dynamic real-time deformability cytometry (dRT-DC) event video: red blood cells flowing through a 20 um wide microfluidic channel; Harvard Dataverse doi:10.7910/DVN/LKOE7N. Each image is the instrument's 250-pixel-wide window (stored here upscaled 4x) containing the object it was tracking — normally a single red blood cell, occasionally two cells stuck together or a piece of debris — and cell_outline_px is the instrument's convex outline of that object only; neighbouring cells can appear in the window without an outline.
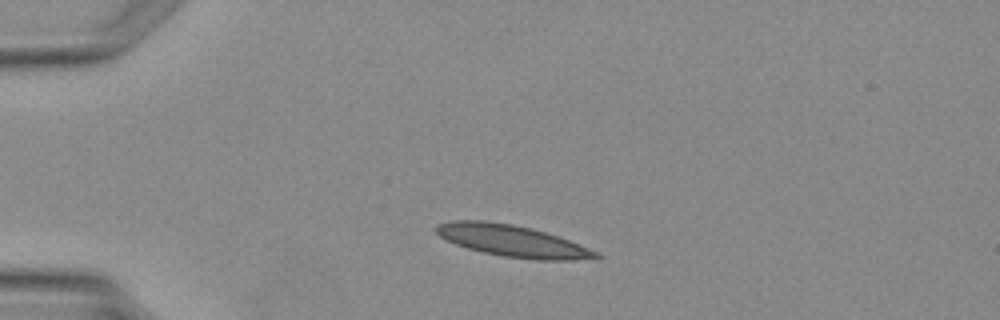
{"species": "Egyptian fruit bat (a non-hibernating species)", "species_latin": "Rousettus aegyptiacus", "temperature_condition": "warm", "stored_images_in_passage": 2, "camera_frame_rate_fps": 3000, "um_per_image_px": 0.085, "animal": {"sex": "female"}, "frame": {"image": 1, "passage_image": 1, "time_ms": 0.0, "image_size_px": [1000, 320], "cell_outline_px": [[604, 256], [572, 260], [536, 260], [504, 256], [484, 252], [468, 248], [456, 244], [440, 236], [436, 232], [436, 224], [452, 220], [484, 220], [512, 224], [532, 228], [568, 240], [600, 252]], "centroid_in_image_um": [43.54, 20.47], "position_along_channel_um": 41.5, "area_um2": 29.19}}